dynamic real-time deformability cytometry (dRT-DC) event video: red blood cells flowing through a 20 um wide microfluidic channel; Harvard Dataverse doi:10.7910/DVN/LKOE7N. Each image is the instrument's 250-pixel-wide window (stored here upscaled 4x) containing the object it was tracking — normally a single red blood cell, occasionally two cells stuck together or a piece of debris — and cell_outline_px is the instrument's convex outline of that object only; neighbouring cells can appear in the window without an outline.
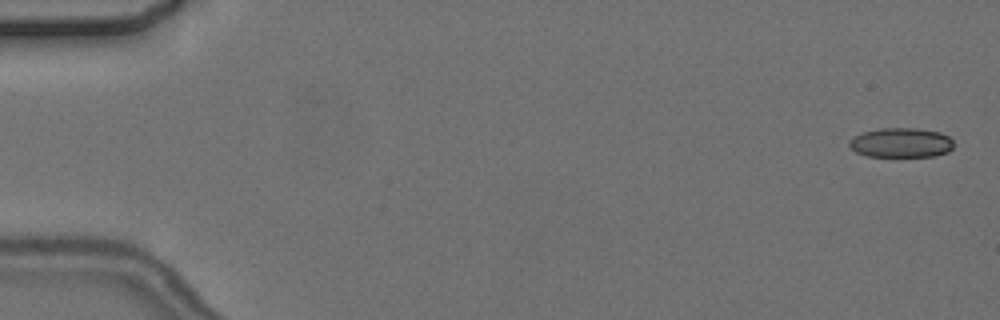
{"species": "common noctule bat (a hibernating species)", "species_latin": "Nyctalus noctula", "temperature_condition": "cold", "stored_images_in_passage": 8, "camera_frame_rate_fps": 3000, "um_per_image_px": 0.085, "animal": {"sex": "female", "body_mass_g": 24.6, "forearm_length_mm": 56.2}, "frame": {"image": 1, "passage_image": 1, "time_ms": 0.0, "image_size_px": [1000, 320], "cell_outline_px": [[952, 148], [948, 152], [936, 156], [868, 156], [856, 152], [848, 144], [848, 140], [852, 136], [864, 132], [880, 128], [916, 128], [940, 132], [948, 136], [952, 140]], "centroid_in_image_um": [76.57, 12.12], "position_along_channel_um": 8.4, "area_um2": 18.03}}
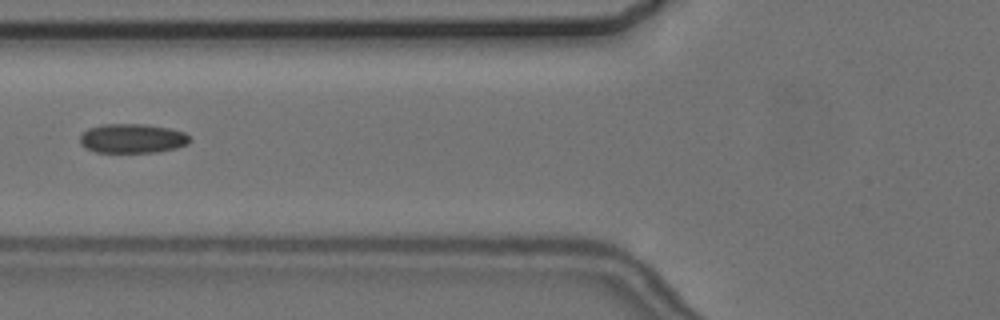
{"frame": {"image": 2, "passage_image": 5, "time_ms": 7.0, "image_size_px": [1000, 320], "cell_outline_px": [[192, 140], [188, 144], [176, 148], [156, 152], [96, 152], [84, 148], [80, 144], [80, 136], [88, 128], [104, 124], [144, 124], [168, 128], [184, 132]], "centroid_in_image_um": [11.24, 11.77], "position_along_channel_um": 114.6, "area_um2": 18.79}}
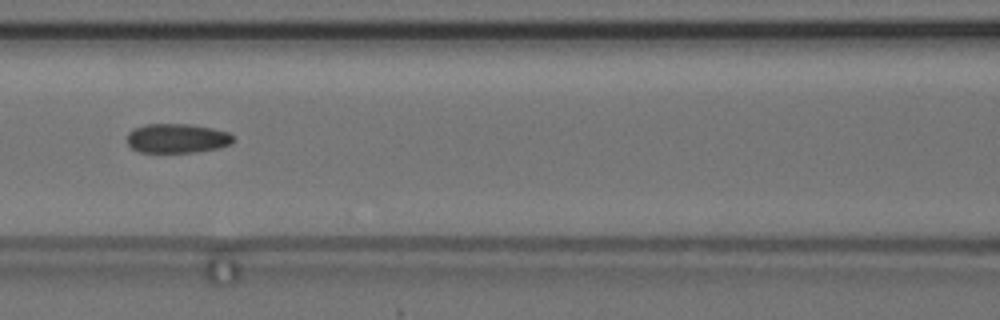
{"frame": {"image": 3, "passage_image": 6, "time_ms": 8.0, "image_size_px": [1000, 320], "cell_outline_px": [[236, 140], [232, 144], [220, 148], [196, 152], [140, 152], [132, 148], [128, 144], [128, 132], [144, 124], [188, 124], [212, 128], [228, 132]], "centroid_in_image_um": [15.09, 11.76], "position_along_channel_um": 151.5, "area_um2": 18.21}}